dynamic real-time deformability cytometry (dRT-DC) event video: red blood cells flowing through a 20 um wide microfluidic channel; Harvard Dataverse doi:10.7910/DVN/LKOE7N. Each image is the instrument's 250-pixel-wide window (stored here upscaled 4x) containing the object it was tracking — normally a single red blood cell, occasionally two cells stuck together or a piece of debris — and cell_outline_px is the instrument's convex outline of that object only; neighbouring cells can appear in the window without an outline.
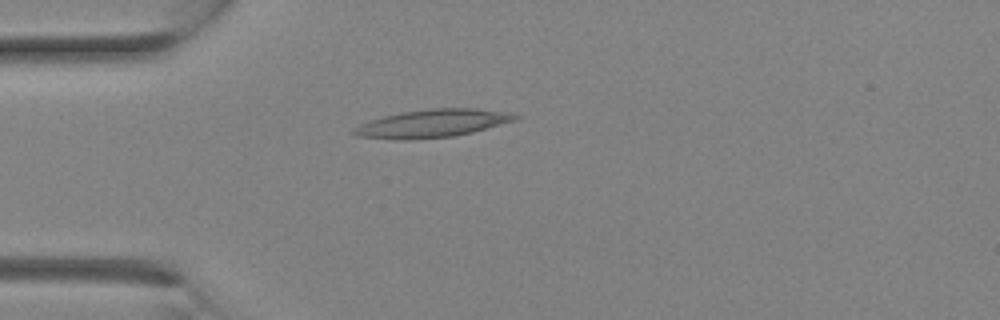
{"species": "Egyptian fruit bat (a non-hibernating species)", "species_latin": "Rousettus aegyptiacus", "temperature_condition": "room temperature", "stored_images_in_passage": 7, "camera_frame_rate_fps": 3000, "um_per_image_px": 0.085, "animal": {"sex": "female"}, "frame": {"image": 1, "passage_image": 1, "time_ms": 0.0, "image_size_px": [1000, 320], "cell_outline_px": [[524, 116], [516, 120], [472, 132], [452, 136], [408, 140], [356, 136], [352, 132], [360, 124], [384, 116], [404, 112], [432, 108], [476, 108], [512, 112]], "centroid_in_image_um": [36.85, 10.48], "position_along_channel_um": 48.1, "area_um2": 26.07}}
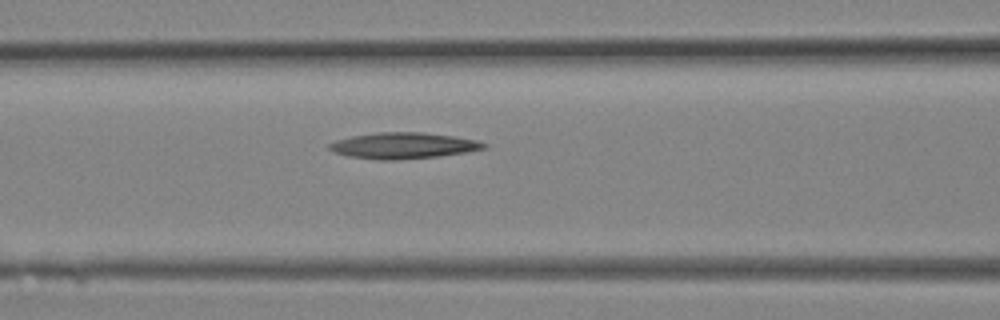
{"frame": {"image": 2, "passage_image": 5, "time_ms": 1.333, "image_size_px": [1000, 320], "cell_outline_px": [[488, 148], [468, 152], [440, 156], [396, 160], [376, 160], [348, 156], [336, 152], [328, 148], [328, 144], [336, 140], [352, 136], [380, 132], [424, 132], [480, 140], [488, 144]], "centroid_in_image_um": [34.34, 12.38], "position_along_channel_um": 132.3, "area_um2": 23.7}}
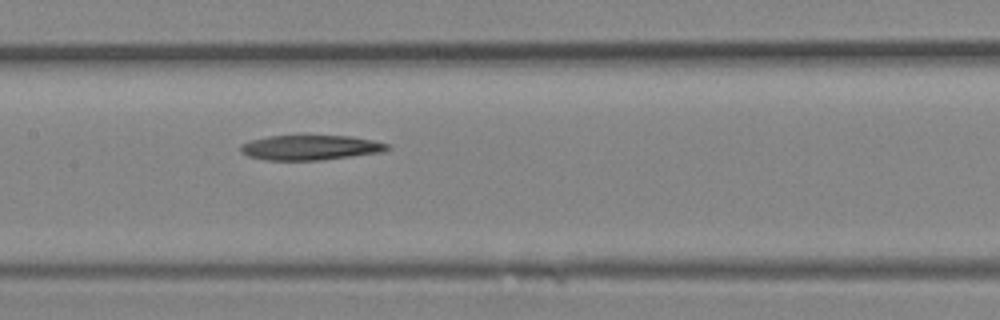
{"frame": {"image": 3, "passage_image": 7, "time_ms": 2.0, "image_size_px": [1000, 320], "cell_outline_px": [[392, 148], [380, 152], [320, 160], [264, 160], [248, 156], [240, 152], [240, 144], [252, 140], [268, 136], [352, 136], [372, 140], [388, 144]], "centroid_in_image_um": [26.35, 12.54], "position_along_channel_um": 181.1, "area_um2": 21.15}}